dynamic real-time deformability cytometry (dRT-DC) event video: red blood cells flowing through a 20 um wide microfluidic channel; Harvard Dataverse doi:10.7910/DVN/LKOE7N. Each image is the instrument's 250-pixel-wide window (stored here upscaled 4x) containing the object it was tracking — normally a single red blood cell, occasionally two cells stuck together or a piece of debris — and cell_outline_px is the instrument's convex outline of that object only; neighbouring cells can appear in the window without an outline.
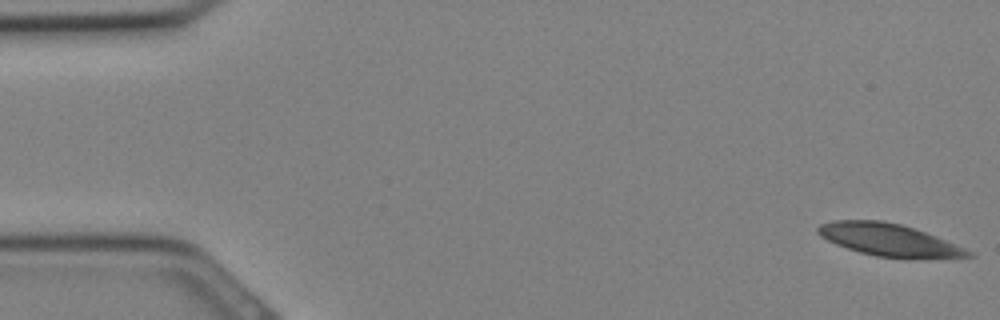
{"species": "Egyptian fruit bat (a non-hibernating species)", "species_latin": "Rousettus aegyptiacus", "temperature_condition": "cold", "stored_images_in_passage": 33, "camera_frame_rate_fps": 3000, "um_per_image_px": 0.085, "animal": {"sex": "female"}, "frame": {"image": 1, "passage_image": 1, "time_ms": 0.0, "image_size_px": [1000, 320], "cell_outline_px": [[976, 256], [936, 260], [916, 260], [876, 256], [860, 252], [836, 244], [820, 236], [816, 232], [816, 228], [820, 224], [832, 220], [884, 220], [900, 224], [936, 236], [964, 248], [972, 252]], "centroid_in_image_um": [75.62, 20.42], "position_along_channel_um": 9.4, "area_um2": 28.9}}
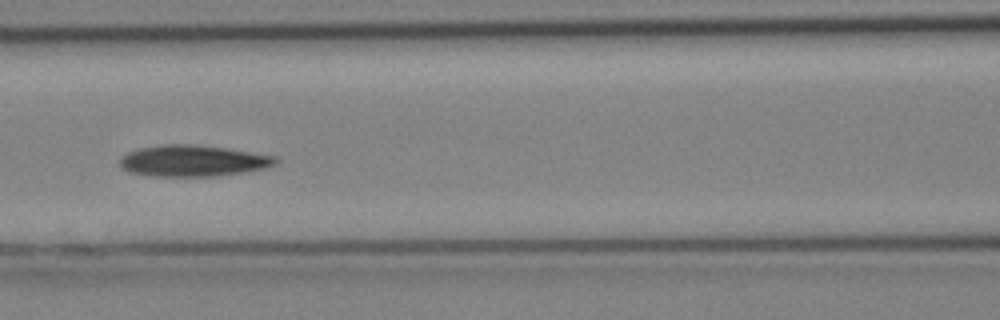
{"frame": {"image": 2, "passage_image": 14, "time_ms": 4.333, "image_size_px": [1000, 320], "cell_outline_px": [[280, 160], [276, 164], [264, 168], [244, 172], [220, 176], [152, 176], [128, 172], [120, 168], [120, 156], [128, 152], [140, 148], [164, 144], [188, 144], [228, 148], [276, 156]], "centroid_in_image_um": [16.4, 13.67], "position_along_channel_um": 150.2, "area_um2": 28.61}}
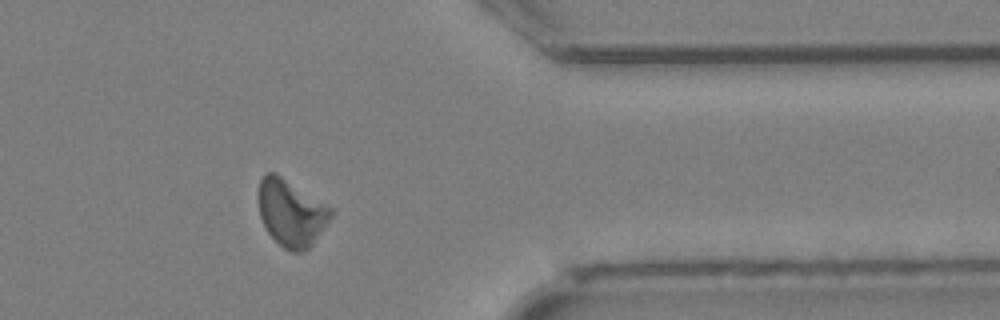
{"frame": {"image": 3, "passage_image": 26, "time_ms": 8.333, "image_size_px": [1000, 320], "cell_outline_px": [[336, 212], [312, 244], [304, 252], [292, 252], [284, 248], [268, 232], [260, 216], [260, 180], [268, 172], [276, 172], [332, 208]], "centroid_in_image_um": [24.79, 18.1], "position_along_channel_um": 386.6, "area_um2": 27.8}}